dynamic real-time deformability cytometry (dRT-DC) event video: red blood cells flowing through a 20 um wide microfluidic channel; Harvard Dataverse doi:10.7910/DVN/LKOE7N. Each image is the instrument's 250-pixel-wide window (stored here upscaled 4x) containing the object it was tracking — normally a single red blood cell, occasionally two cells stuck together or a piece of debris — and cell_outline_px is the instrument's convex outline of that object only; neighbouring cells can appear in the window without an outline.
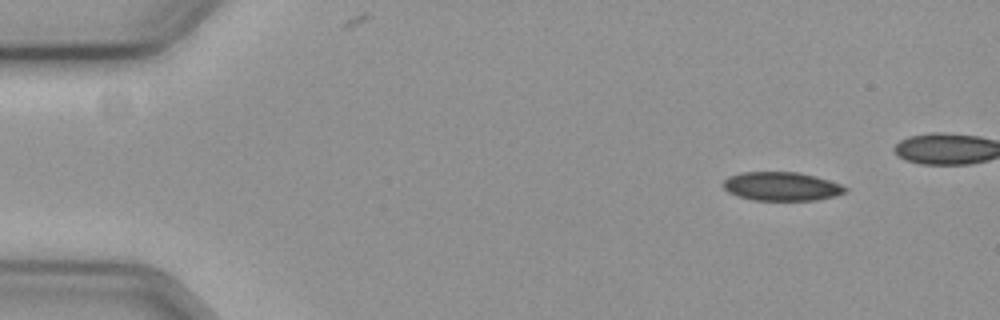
{"species": "common noctule bat (a hibernating species)", "species_latin": "Nyctalus noctula", "temperature_condition": "cold", "stored_images_in_passage": 11, "camera_frame_rate_fps": 3000, "um_per_image_px": 0.085, "animal": {"sex": "female", "body_mass_g": 19.3, "forearm_length_mm": 54.1}, "frame": {"image": 1, "passage_image": 1, "time_ms": 0.0, "image_size_px": [1000, 320], "cell_outline_px": [[848, 188], [844, 192], [832, 196], [816, 200], [752, 200], [736, 196], [728, 192], [724, 188], [724, 180], [728, 176], [740, 172], [800, 172], [816, 176], [840, 184]], "centroid_in_image_um": [66.39, 15.83], "position_along_channel_um": 18.6, "area_um2": 20.4}}